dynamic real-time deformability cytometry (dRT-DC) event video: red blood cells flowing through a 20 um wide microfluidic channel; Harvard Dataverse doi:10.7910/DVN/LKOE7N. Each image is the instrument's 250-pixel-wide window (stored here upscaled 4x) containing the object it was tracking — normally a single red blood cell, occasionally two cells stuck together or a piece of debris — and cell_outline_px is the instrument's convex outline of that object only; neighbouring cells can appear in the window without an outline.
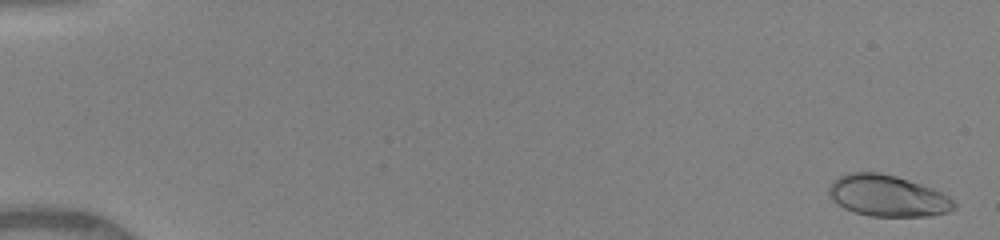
{"species": "human", "species_latin": "Homo sapiens", "temperature_condition": "warm", "stored_images_in_passage": 51, "camera_frame_rate_fps": 3000, "um_per_image_px": 0.085, "donor": {"sex": "female"}, "frame": {"image": 1, "passage_image": 2, "time_ms": 0.333, "image_size_px": [1000, 240], "cell_outline_px": [[956, 208], [948, 212], [928, 216], [868, 216], [844, 208], [832, 200], [828, 192], [828, 188], [832, 180], [848, 172], [880, 172], [896, 176], [932, 188], [956, 200]], "centroid_in_image_um": [75.44, 16.64], "position_along_channel_um": 9.6, "area_um2": 30.29}}
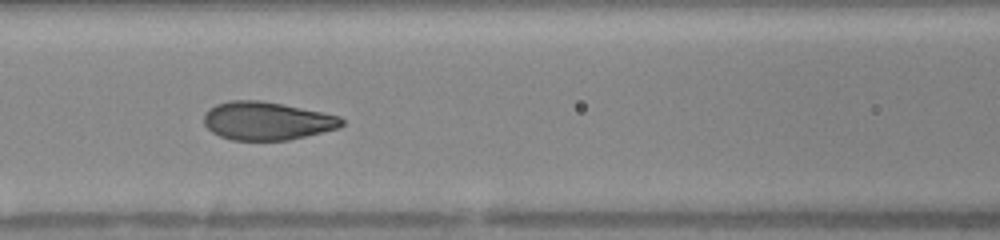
{"frame": {"image": 2, "passage_image": 24, "time_ms": 7.667, "image_size_px": [1000, 240], "cell_outline_px": [[344, 124], [340, 128], [288, 140], [232, 140], [220, 136], [212, 132], [204, 124], [204, 112], [208, 108], [216, 104], [232, 100], [260, 100], [324, 112], [340, 116], [344, 120]], "centroid_in_image_um": [22.69, 10.27], "position_along_channel_um": 143.9, "area_um2": 30.81}}
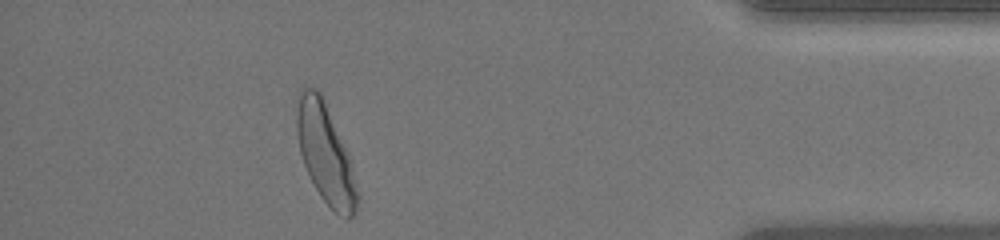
{"frame": {"image": 3, "passage_image": 46, "time_ms": 15.0, "image_size_px": [1000, 240], "cell_outline_px": [[360, 196], [356, 212], [348, 220], [336, 212], [320, 196], [304, 164], [300, 152], [296, 132], [296, 116], [300, 88], [316, 88], [320, 92], [348, 156], [352, 168]], "centroid_in_image_um": [27.66, 13.1], "position_along_channel_um": 407.5, "area_um2": 34.16}, "authors_computed_cell_mechanics": {"area_um2": 30.7496, "velocity_mm_per_s": 4.1131, "shape_relaxation_time_tau1_ms": 2.8691, "shape_relaxation_time_tau2_ms": null, "deformation_change_tau1": 0.1507, "deformation_change_tau2": null}}